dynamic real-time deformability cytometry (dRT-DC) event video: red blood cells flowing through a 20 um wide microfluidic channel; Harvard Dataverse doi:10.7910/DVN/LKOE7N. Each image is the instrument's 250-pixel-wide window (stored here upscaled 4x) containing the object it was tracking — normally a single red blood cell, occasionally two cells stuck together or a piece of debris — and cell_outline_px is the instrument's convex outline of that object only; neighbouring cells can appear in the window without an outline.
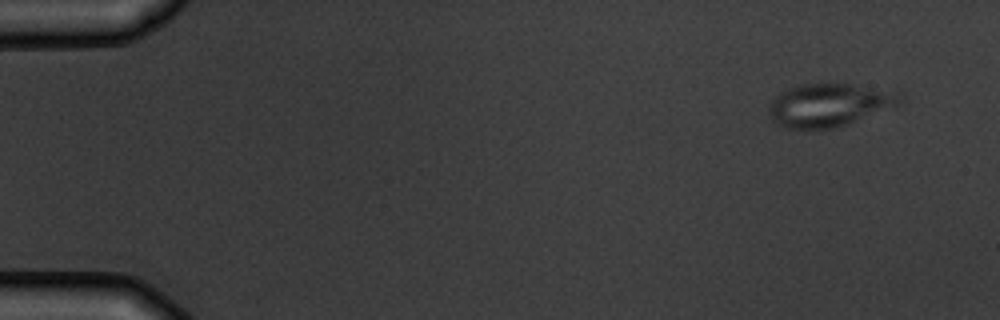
{"species": "common noctule bat (a hibernating species)", "species_latin": "Nyctalus noctula", "temperature_condition": "warm", "stored_images_in_passage": 7, "camera_frame_rate_fps": 3000, "um_per_image_px": 0.085, "animal": {"sex": "male", "body_mass_g": 19.5, "forearm_length_mm": 54.6}, "frame": {"image": 1, "passage_image": 1, "time_ms": 0.0, "image_size_px": [1000, 320], "cell_outline_px": [[904, 100], [896, 108], [836, 128], [808, 132], [788, 128], [776, 124], [772, 120], [768, 112], [768, 104], [780, 92], [788, 88], [800, 84], [848, 84], [892, 92], [900, 96]], "centroid_in_image_um": [70.43, 8.99], "position_along_channel_um": 14.6, "area_um2": 33.52}}